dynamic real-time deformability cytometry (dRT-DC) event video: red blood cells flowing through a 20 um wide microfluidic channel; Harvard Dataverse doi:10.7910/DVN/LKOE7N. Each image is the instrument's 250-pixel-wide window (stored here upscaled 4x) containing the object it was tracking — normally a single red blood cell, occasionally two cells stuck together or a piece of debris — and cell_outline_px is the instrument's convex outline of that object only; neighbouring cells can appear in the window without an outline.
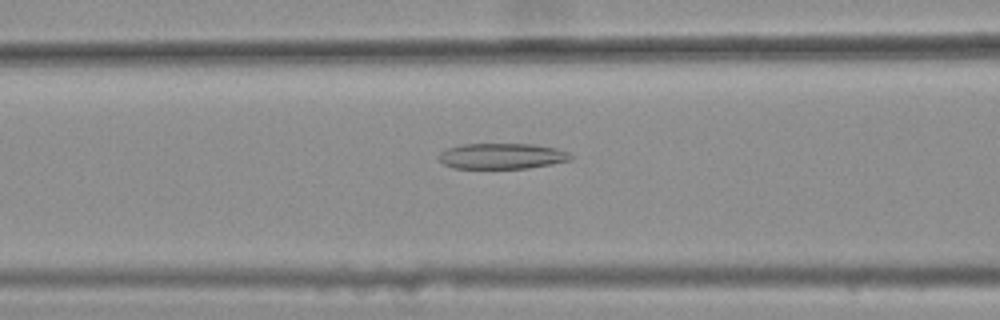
{"species": "common noctule bat (a hibernating species)", "species_latin": "Nyctalus noctula", "temperature_condition": "warm", "stored_images_in_passage": 40, "camera_frame_rate_fps": 3000, "um_per_image_px": 0.085, "animal": {"sex": "female", "body_mass_g": 25.1}, "frame": {"image": 1, "passage_image": 13, "time_ms": 4.0, "image_size_px": [1000, 320], "cell_outline_px": [[572, 160], [528, 168], [452, 168], [444, 164], [436, 156], [440, 152], [448, 148], [460, 144], [536, 144], [556, 148], [568, 152], [572, 156]], "centroid_in_image_um": [42.65, 13.26], "position_along_channel_um": 124.0, "area_um2": 19.83}}
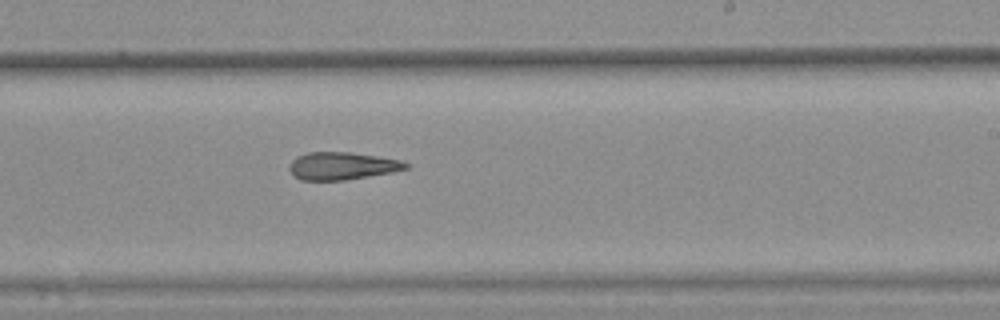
{"frame": {"image": 2, "passage_image": 24, "time_ms": 7.667, "image_size_px": [1000, 320], "cell_outline_px": [[408, 168], [392, 172], [344, 180], [300, 180], [292, 176], [288, 168], [288, 164], [296, 156], [308, 152], [352, 152], [400, 160], [408, 164]], "centroid_in_image_um": [29.0, 14.1], "position_along_channel_um": 260.0, "area_um2": 18.79}}
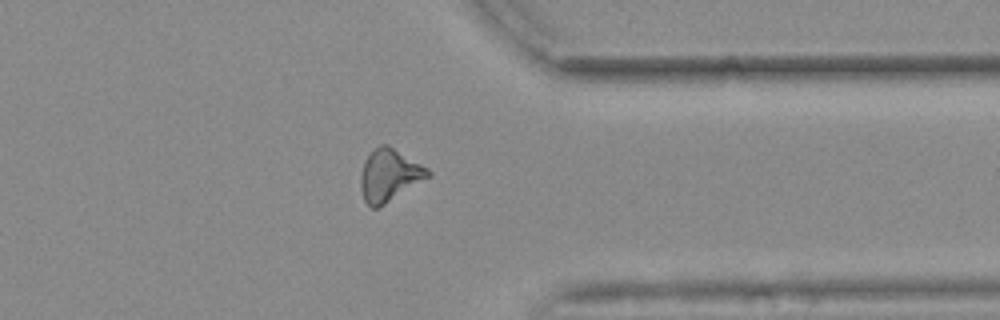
{"frame": {"image": 3, "passage_image": 34, "time_ms": 11.0, "image_size_px": [1000, 320], "cell_outline_px": [[432, 176], [384, 204], [376, 208], [372, 208], [364, 200], [360, 188], [360, 176], [364, 160], [380, 144], [388, 144], [428, 168], [432, 172]], "centroid_in_image_um": [33.11, 14.89], "position_along_channel_um": 378.3, "area_um2": 20.46}, "authors_computed_cell_mechanics": {"area_um2": 19.5364, "velocity_mm_per_s": 3.7208, "shape_relaxation_time_tau1_ms": null, "shape_relaxation_time_tau2_ms": 10.109, "deformation_change_tau1": null, "deformation_change_tau2": 0.2386}}